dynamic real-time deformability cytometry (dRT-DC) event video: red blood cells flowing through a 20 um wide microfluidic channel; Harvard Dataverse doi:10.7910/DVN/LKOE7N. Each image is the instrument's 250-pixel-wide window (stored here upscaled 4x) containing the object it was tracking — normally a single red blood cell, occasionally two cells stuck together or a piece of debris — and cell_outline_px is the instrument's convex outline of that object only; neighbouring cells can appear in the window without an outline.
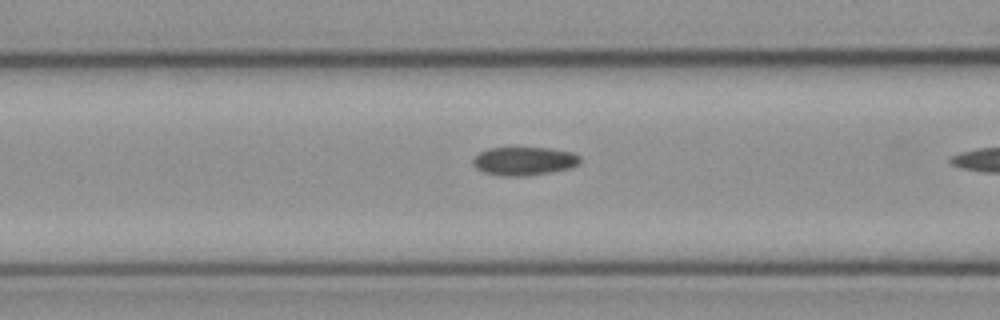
{"species": "common noctule bat (a hibernating species)", "species_latin": "Nyctalus noctula", "temperature_condition": "cold", "stored_images_in_passage": 18, "camera_frame_rate_fps": 3000, "um_per_image_px": 0.085, "animal": {"sex": "female", "body_mass_g": 21.9}, "frame": {"image": 1, "passage_image": 16, "time_ms": 5.0, "image_size_px": [1000, 320], "cell_outline_px": [[580, 164], [572, 168], [524, 176], [500, 176], [484, 172], [476, 168], [472, 164], [472, 160], [480, 152], [488, 148], [552, 148], [572, 152], [580, 156]], "centroid_in_image_um": [44.56, 13.69], "position_along_channel_um": 122.0, "area_um2": 17.8}}